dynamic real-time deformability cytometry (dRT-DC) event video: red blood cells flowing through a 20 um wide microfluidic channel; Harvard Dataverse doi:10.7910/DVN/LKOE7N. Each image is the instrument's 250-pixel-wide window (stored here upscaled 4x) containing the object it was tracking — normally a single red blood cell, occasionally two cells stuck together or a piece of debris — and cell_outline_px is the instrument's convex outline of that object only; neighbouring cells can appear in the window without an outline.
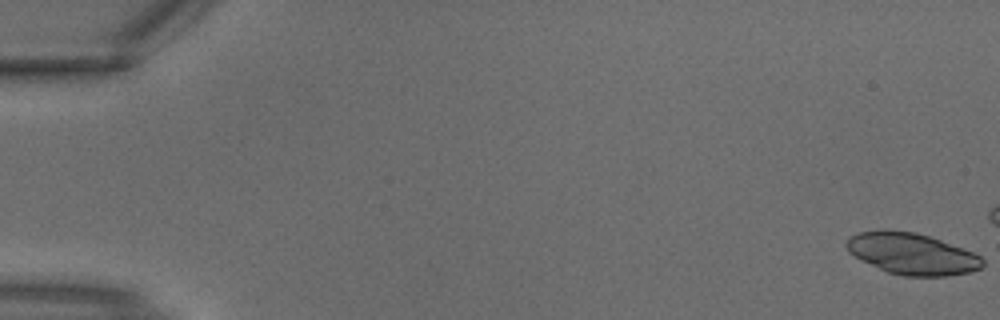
{"species": "common noctule bat (a hibernating species)", "species_latin": "Nyctalus noctula", "temperature_condition": "warm", "stored_images_in_passage": 3, "segment_of_instrument_passage": [2, 2], "camera_frame_rate_fps": 3000, "um_per_image_px": 0.085, "animal": {"sex": "male", "body_mass_g": 18.8}, "frame": {"image": 1, "passage_image": 3, "time_ms": 0.667, "image_size_px": [1000, 320], "cell_outline_px": [[984, 264], [980, 268], [968, 272], [944, 276], [904, 276], [888, 272], [848, 252], [844, 244], [848, 236], [860, 232], [884, 228], [916, 232], [940, 240], [972, 252], [980, 256], [984, 260]], "centroid_in_image_um": [77.47, 21.54], "position_along_channel_um": 7.5, "area_um2": 32.71}}